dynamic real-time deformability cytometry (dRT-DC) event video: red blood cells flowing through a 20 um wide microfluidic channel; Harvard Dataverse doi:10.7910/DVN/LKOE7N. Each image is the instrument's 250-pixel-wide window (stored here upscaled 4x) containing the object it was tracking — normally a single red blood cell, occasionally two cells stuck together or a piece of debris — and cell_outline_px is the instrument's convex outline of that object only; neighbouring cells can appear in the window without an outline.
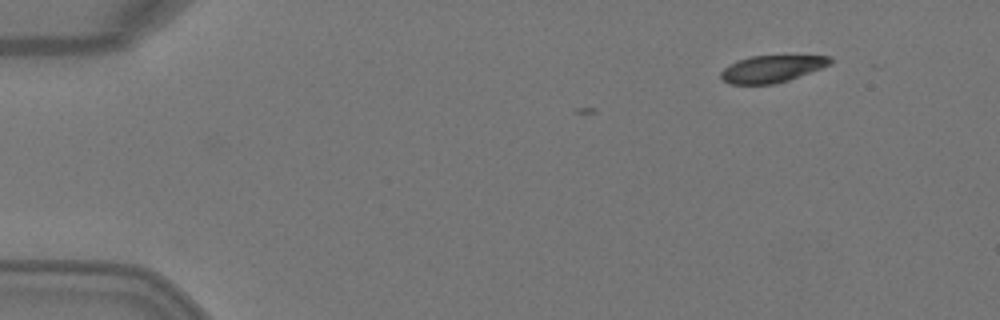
{"species": "Egyptian fruit bat (a non-hibernating species)", "species_latin": "Rousettus aegyptiacus", "temperature_condition": "warm", "stored_images_in_passage": 5, "camera_frame_rate_fps": 3000, "um_per_image_px": 0.085, "animal": {"sex": "female"}, "frame": {"image": 1, "passage_image": 1, "time_ms": 0.0, "image_size_px": [1000, 320], "cell_outline_px": [[832, 64], [788, 80], [776, 84], [728, 84], [720, 76], [720, 72], [728, 64], [736, 60], [752, 56], [832, 56]], "centroid_in_image_um": [65.58, 5.85], "position_along_channel_um": 19.4, "area_um2": 17.17}}
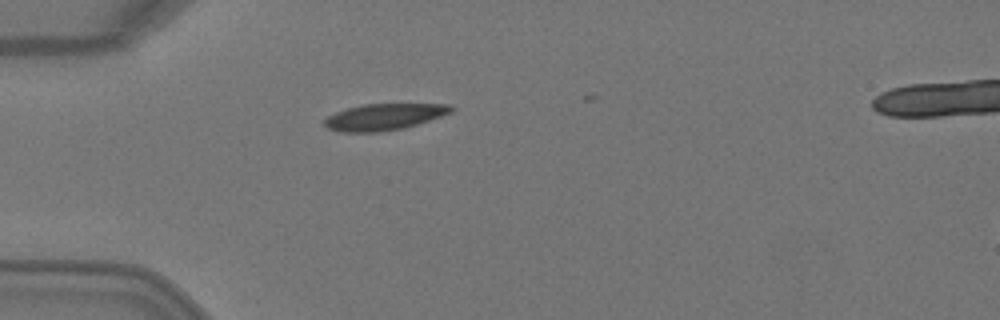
{"frame": {"image": 2, "passage_image": 3, "time_ms": 0.667, "image_size_px": [1000, 320], "cell_outline_px": [[456, 108], [452, 112], [404, 128], [380, 132], [340, 132], [328, 128], [324, 124], [324, 120], [328, 116], [336, 112], [348, 108], [364, 104], [452, 104]], "centroid_in_image_um": [32.66, 9.93], "position_along_channel_um": 52.3, "area_um2": 19.42}}